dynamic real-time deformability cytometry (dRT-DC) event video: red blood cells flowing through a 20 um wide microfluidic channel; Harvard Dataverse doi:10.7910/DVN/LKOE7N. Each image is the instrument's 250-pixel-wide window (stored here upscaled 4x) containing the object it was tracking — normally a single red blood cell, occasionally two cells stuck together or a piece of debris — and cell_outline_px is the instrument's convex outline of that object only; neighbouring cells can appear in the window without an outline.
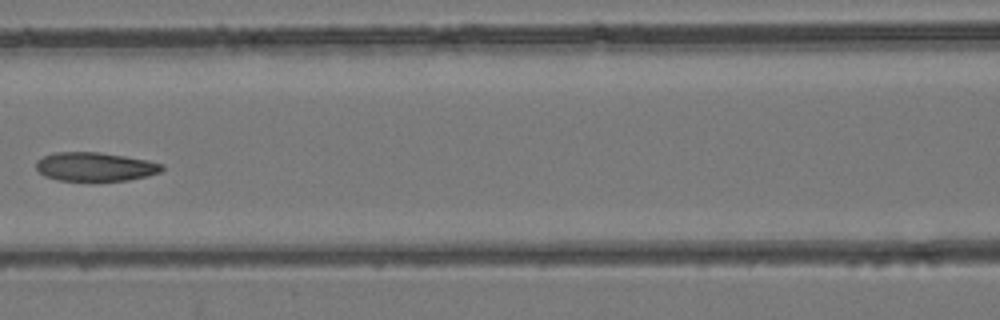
{"species": "common noctule bat (a hibernating species)", "species_latin": "Nyctalus noctula", "temperature_condition": "room temperature", "stored_images_in_passage": 6, "camera_frame_rate_fps": 3000, "um_per_image_px": 0.085, "animal": {"sex": "female", "body_mass_g": 24.6, "forearm_length_mm": 56.2}, "frame": {"image": 1, "passage_image": 6, "time_ms": 7.0, "image_size_px": [1000, 320], "cell_outline_px": [[164, 168], [160, 172], [148, 176], [128, 180], [56, 180], [44, 176], [36, 168], [36, 160], [44, 156], [56, 152], [100, 152], [148, 160], [164, 164]], "centroid_in_image_um": [8.09, 14.16], "position_along_channel_um": 158.5, "area_um2": 21.1}}